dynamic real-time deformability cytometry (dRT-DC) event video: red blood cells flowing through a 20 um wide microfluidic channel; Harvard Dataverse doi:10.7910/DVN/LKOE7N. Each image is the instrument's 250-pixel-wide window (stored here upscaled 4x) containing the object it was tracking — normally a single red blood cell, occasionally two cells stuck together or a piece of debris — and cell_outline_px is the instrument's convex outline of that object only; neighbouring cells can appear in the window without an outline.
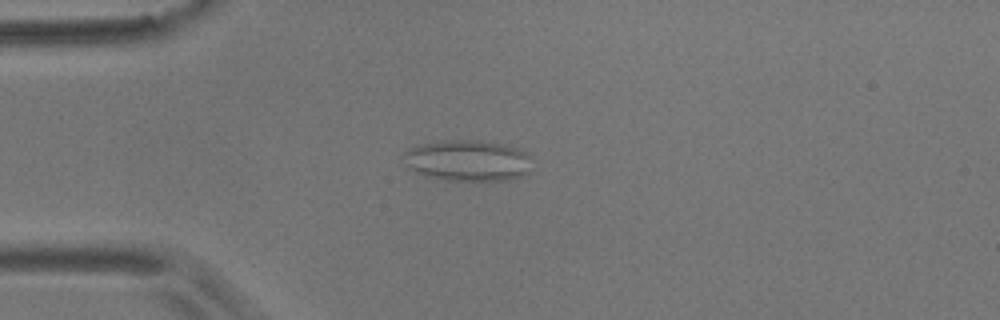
{"species": "common noctule bat (a hibernating species)", "species_latin": "Nyctalus noctula", "temperature_condition": "room temperature", "stored_images_in_passage": 5, "camera_frame_rate_fps": 3000, "um_per_image_px": 0.085, "animal": {"sex": "male", "body_mass_g": 17.9}, "frame": {"image": 1, "passage_image": 4, "time_ms": 1.0, "image_size_px": [1000, 320], "cell_outline_px": [[528, 172], [512, 180], [448, 180], [424, 176], [404, 168], [404, 152], [408, 148], [440, 140], [476, 140], [500, 144], [516, 148], [524, 152], [528, 156]], "centroid_in_image_um": [39.65, 13.65], "position_along_channel_um": 45.4, "area_um2": 30.63}}